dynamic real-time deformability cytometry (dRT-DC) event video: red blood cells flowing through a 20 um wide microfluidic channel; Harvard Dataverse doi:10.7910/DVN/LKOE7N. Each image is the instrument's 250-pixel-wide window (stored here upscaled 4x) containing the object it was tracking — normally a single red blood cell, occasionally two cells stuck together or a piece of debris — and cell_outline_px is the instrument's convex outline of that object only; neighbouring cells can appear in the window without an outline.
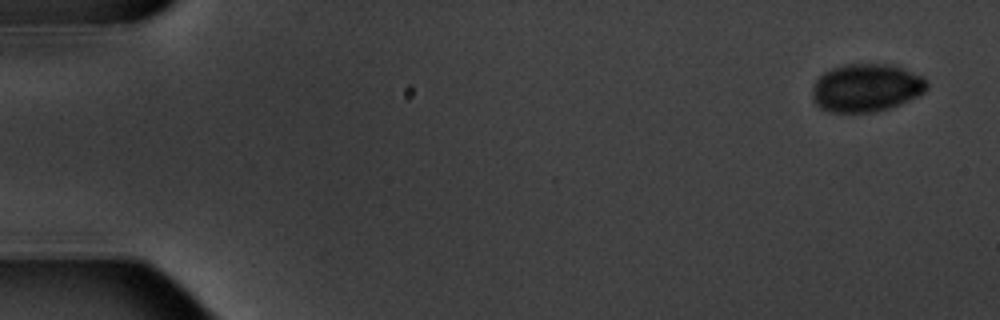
{"species": "common noctule bat (a hibernating species)", "species_latin": "Nyctalus noctula", "temperature_condition": "warm", "stored_images_in_passage": 5, "camera_frame_rate_fps": 3000, "um_per_image_px": 0.085, "animal": {"sex": "male", "body_mass_g": 20.1, "forearm_length_mm": 53.5}, "frame": {"image": 1, "passage_image": 1, "time_ms": 0.0, "image_size_px": [1000, 320], "cell_outline_px": [[928, 88], [924, 92], [900, 104], [888, 108], [872, 112], [832, 112], [820, 108], [812, 100], [812, 84], [824, 72], [832, 68], [844, 64], [888, 64], [904, 68], [928, 80]], "centroid_in_image_um": [73.61, 7.46], "position_along_channel_um": 11.4, "area_um2": 32.08}}